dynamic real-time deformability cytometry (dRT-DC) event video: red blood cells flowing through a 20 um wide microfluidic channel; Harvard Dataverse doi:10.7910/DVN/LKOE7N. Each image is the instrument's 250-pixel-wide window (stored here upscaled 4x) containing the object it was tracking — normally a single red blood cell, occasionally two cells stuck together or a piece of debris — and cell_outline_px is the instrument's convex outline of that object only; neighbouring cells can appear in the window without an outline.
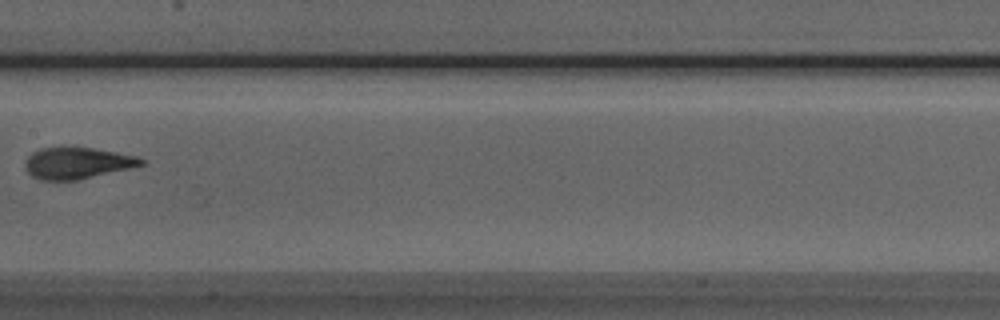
{"species": "Egyptian fruit bat (a non-hibernating species)", "species_latin": "Rousettus aegyptiacus", "temperature_condition": "room temperature", "stored_images_in_passage": 5, "camera_frame_rate_fps": 3000, "um_per_image_px": 0.085, "animal": {"sex": "male"}, "frame": {"image": 1, "passage_image": 5, "time_ms": 4.667, "image_size_px": [1000, 320], "cell_outline_px": [[148, 160], [144, 164], [128, 168], [76, 180], [40, 180], [32, 176], [28, 172], [24, 164], [28, 156], [32, 152], [40, 148], [60, 144], [64, 144], [92, 148], [116, 152], [136, 156]], "centroid_in_image_um": [6.51, 13.81], "position_along_channel_um": 200.9, "area_um2": 21.73}}